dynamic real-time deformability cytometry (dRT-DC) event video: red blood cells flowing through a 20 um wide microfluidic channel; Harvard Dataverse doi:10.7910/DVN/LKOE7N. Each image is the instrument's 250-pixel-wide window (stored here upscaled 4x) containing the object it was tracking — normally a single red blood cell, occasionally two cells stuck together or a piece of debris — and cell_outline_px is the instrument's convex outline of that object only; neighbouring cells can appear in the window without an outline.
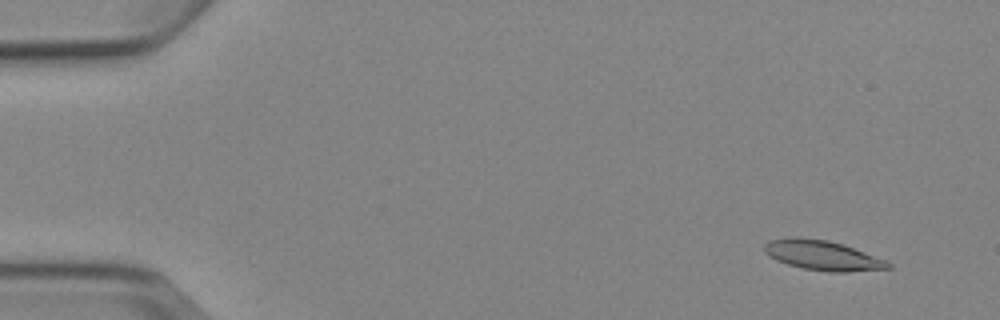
{"species": "Egyptian fruit bat (a non-hibernating species)", "species_latin": "Rousettus aegyptiacus", "temperature_condition": "cold", "stored_images_in_passage": 6, "camera_frame_rate_fps": 3000, "um_per_image_px": 0.085, "animal": {"sex": "female"}, "frame": {"image": 1, "passage_image": 2, "time_ms": 1.0, "image_size_px": [1000, 320], "cell_outline_px": [[892, 268], [848, 272], [828, 272], [804, 268], [788, 264], [776, 260], [764, 252], [764, 244], [768, 240], [788, 236], [796, 236], [828, 240], [844, 244], [888, 260], [892, 264]], "centroid_in_image_um": [69.93, 21.69], "position_along_channel_um": 15.1, "area_um2": 21.91}}
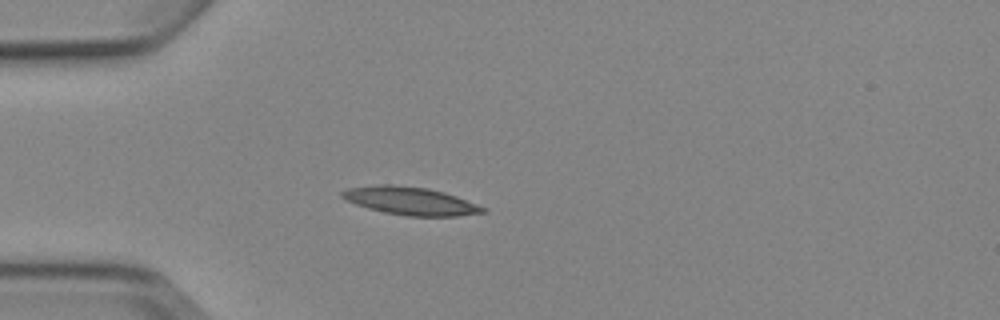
{"frame": {"image": 2, "passage_image": 5, "time_ms": 4.667, "image_size_px": [1000, 320], "cell_outline_px": [[488, 208], [484, 212], [456, 216], [408, 216], [384, 212], [368, 208], [356, 204], [340, 196], [340, 192], [348, 188], [380, 184], [392, 184], [428, 188], [444, 192], [456, 196]], "centroid_in_image_um": [34.89, 17.07], "position_along_channel_um": 50.1, "area_um2": 22.83}}